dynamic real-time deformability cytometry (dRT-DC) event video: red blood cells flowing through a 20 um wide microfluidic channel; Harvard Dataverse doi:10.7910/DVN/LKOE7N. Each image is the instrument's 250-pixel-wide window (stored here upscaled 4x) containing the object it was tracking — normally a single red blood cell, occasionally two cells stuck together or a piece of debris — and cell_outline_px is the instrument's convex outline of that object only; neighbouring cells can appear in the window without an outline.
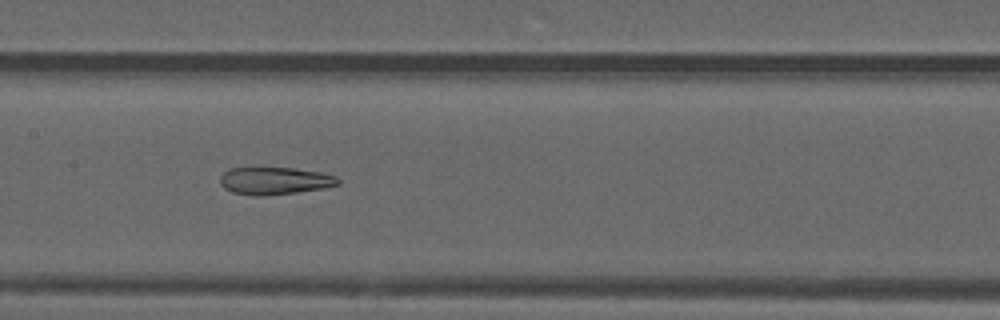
{"species": "common noctule bat (a hibernating species)", "species_latin": "Nyctalus noctula", "temperature_condition": "warm", "stored_images_in_passage": 38, "camera_frame_rate_fps": 3000, "um_per_image_px": 0.085, "animal": {"sex": "male", "forearm_length_mm": 52.5}, "frame": {"image": 1, "passage_image": 24, "time_ms": 7.667, "image_size_px": [1000, 320], "cell_outline_px": [[340, 184], [324, 188], [296, 192], [264, 196], [252, 196], [232, 192], [224, 188], [220, 184], [220, 176], [228, 168], [252, 164], [292, 168], [320, 172], [336, 176], [340, 180]], "centroid_in_image_um": [23.26, 15.32], "position_along_channel_um": 184.1, "area_um2": 19.83}}
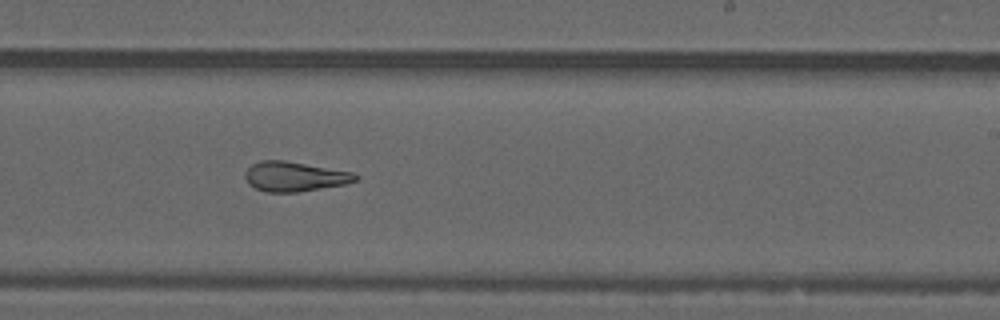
{"frame": {"image": 2, "passage_image": 30, "time_ms": 9.667, "image_size_px": [1000, 320], "cell_outline_px": [[360, 176], [356, 180], [348, 184], [296, 192], [264, 192], [248, 184], [244, 176], [244, 172], [252, 164], [260, 160], [284, 160], [352, 172]], "centroid_in_image_um": [25.02, 15.01], "position_along_channel_um": 264.0, "area_um2": 19.19}}
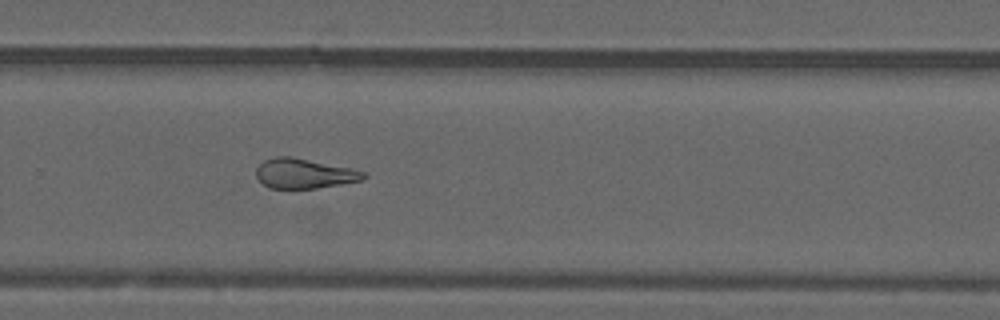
{"frame": {"image": 3, "passage_image": 33, "time_ms": 10.667, "image_size_px": [1000, 320], "cell_outline_px": [[368, 176], [364, 180], [316, 188], [268, 188], [256, 176], [256, 168], [264, 160], [276, 156], [292, 156], [352, 168], [368, 172]], "centroid_in_image_um": [25.9, 14.74], "position_along_channel_um": 303.9, "area_um2": 18.84}}